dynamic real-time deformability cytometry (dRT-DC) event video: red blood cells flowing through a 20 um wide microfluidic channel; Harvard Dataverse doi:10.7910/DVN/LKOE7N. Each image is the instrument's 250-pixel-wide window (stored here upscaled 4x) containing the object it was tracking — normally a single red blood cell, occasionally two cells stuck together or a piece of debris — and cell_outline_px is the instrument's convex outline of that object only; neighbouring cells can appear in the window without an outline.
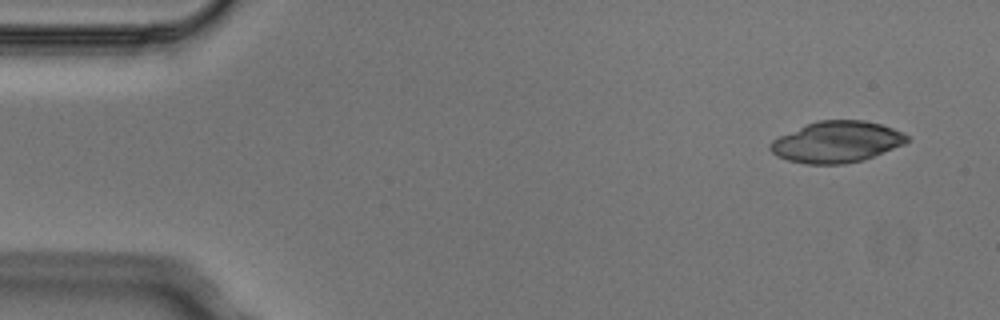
{"species": "Egyptian fruit bat (a non-hibernating species)", "species_latin": "Rousettus aegyptiacus", "temperature_condition": "cold", "stored_images_in_passage": 3, "camera_frame_rate_fps": 3000, "um_per_image_px": 0.085, "animal": {"sex": "male"}, "frame": {"image": 1, "passage_image": 1, "time_ms": 0.0, "image_size_px": [1000, 320], "cell_outline_px": [[912, 140], [904, 144], [864, 160], [844, 164], [804, 164], [788, 160], [776, 156], [768, 148], [768, 144], [772, 140], [780, 136], [808, 124], [820, 120], [864, 120], [880, 124], [892, 128], [908, 136]], "centroid_in_image_um": [71.12, 12.08], "position_along_channel_um": 13.9, "area_um2": 32.77}}